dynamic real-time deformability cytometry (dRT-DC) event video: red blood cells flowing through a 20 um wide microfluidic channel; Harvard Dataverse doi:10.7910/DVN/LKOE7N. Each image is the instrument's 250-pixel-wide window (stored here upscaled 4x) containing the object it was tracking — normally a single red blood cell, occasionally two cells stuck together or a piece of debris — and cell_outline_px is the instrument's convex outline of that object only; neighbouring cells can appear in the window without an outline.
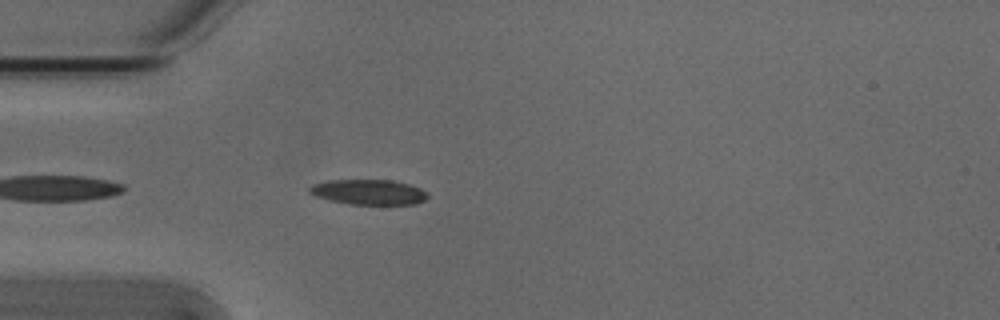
{"species": "Egyptian fruit bat (a non-hibernating species)", "species_latin": "Rousettus aegyptiacus", "temperature_condition": "cold", "stored_images_in_passage": 4, "camera_frame_rate_fps": 3000, "um_per_image_px": 0.085, "animal": {"sex": "male"}, "frame": {"image": 1, "passage_image": 4, "time_ms": 1.0, "image_size_px": [1000, 320], "cell_outline_px": [[428, 196], [424, 200], [416, 204], [348, 204], [328, 200], [316, 196], [308, 192], [308, 188], [312, 184], [328, 180], [392, 180], [408, 184], [420, 188]], "centroid_in_image_um": [31.28, 16.32], "position_along_channel_um": 53.7, "area_um2": 17.28}}